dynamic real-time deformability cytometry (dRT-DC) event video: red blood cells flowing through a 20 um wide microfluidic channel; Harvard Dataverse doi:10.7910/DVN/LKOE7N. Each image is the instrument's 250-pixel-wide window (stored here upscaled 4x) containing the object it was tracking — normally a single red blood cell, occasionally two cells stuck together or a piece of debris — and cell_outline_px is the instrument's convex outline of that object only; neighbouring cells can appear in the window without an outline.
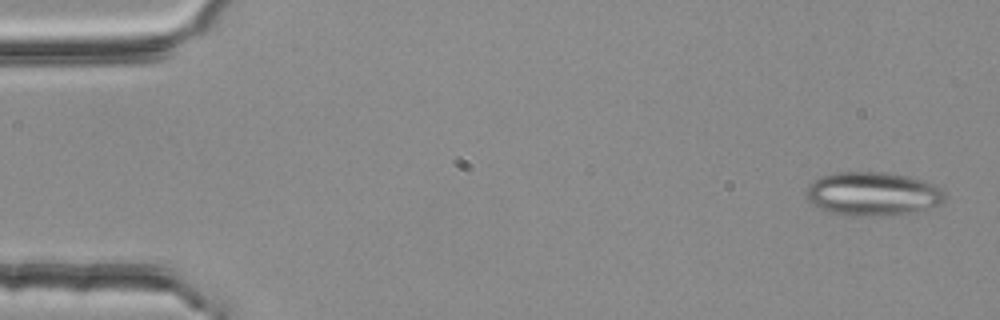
{"species": "common noctule bat (a hibernating species)", "species_latin": "Nyctalus noctula", "temperature_condition": "room temperature", "stored_images_in_passage": 4, "camera_frame_rate_fps": 3000, "um_per_image_px": 0.085, "animal": {"sex": "female", "body_mass_g": 25.1}, "frame": {"image": 1, "passage_image": 1, "time_ms": 0.0, "image_size_px": [1000, 320], "cell_outline_px": [[948, 196], [944, 204], [908, 216], [852, 216], [832, 212], [820, 208], [812, 204], [804, 196], [804, 192], [808, 184], [820, 176], [836, 172], [884, 172], [908, 176], [924, 180], [940, 188]], "centroid_in_image_um": [74.25, 16.5], "position_along_channel_um": 10.8, "area_um2": 36.47}}